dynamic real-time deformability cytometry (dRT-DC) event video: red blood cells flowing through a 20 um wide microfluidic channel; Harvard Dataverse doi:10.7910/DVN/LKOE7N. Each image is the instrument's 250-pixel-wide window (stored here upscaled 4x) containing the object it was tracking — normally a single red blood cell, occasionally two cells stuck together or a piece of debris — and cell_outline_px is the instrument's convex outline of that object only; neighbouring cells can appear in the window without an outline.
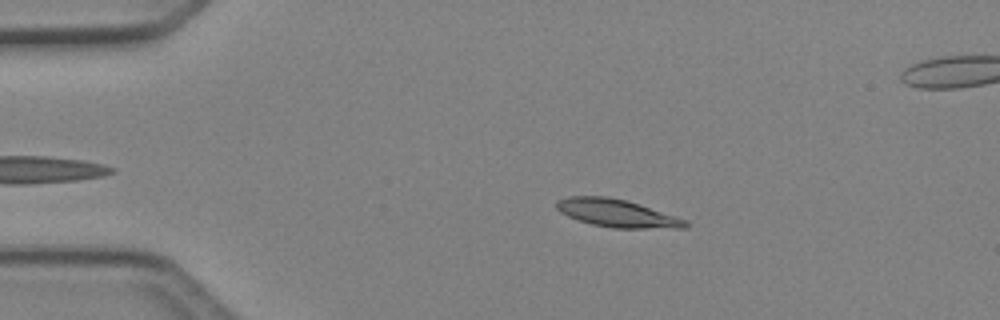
{"species": "Egyptian fruit bat (a non-hibernating species)", "species_latin": "Rousettus aegyptiacus", "temperature_condition": "cold", "stored_images_in_passage": 42, "camera_frame_rate_fps": 3000, "um_per_image_px": 0.085, "animal": {"sex": "female"}, "frame": {"image": 1, "passage_image": 9, "time_ms": 2.667, "image_size_px": [1000, 320], "cell_outline_px": [[688, 228], [612, 228], [592, 224], [568, 216], [560, 212], [556, 208], [556, 200], [568, 196], [608, 196], [628, 200], [688, 220]], "centroid_in_image_um": [52.45, 18.11], "position_along_channel_um": 32.5, "area_um2": 20.98}}
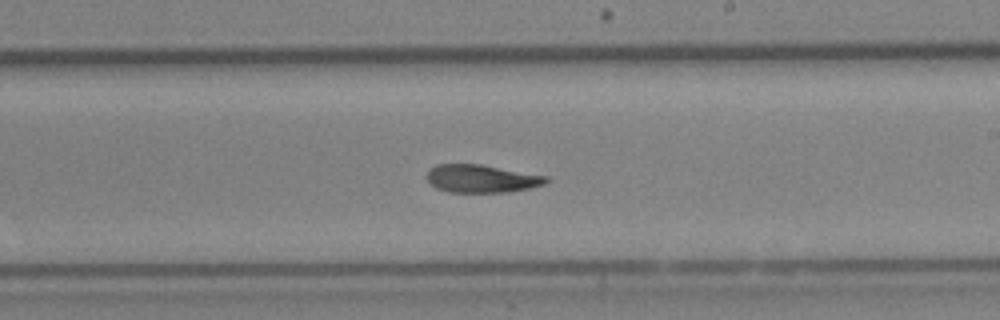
{"frame": {"image": 2, "passage_image": 28, "time_ms": 9.0, "image_size_px": [1000, 320], "cell_outline_px": [[548, 180], [544, 184], [528, 188], [508, 192], [448, 192], [436, 188], [428, 180], [428, 172], [436, 164], [480, 164], [548, 176]], "centroid_in_image_um": [40.94, 15.18], "position_along_channel_um": 248.1, "area_um2": 19.19}}
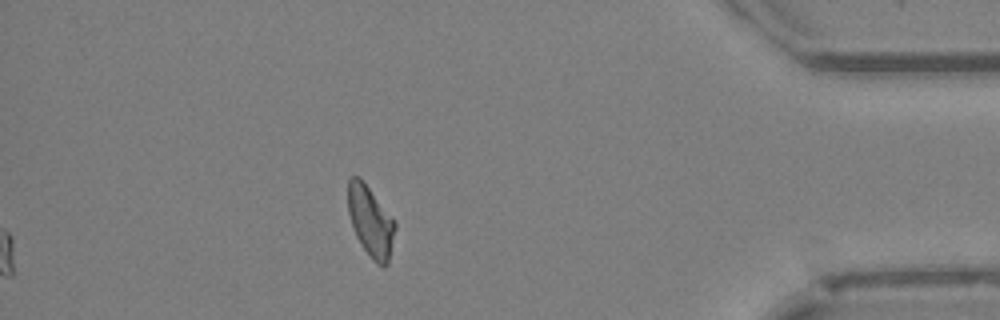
{"frame": {"image": 3, "passage_image": 42, "time_ms": 13.667, "image_size_px": [1000, 320], "cell_outline_px": [[396, 228], [388, 264], [384, 268], [376, 264], [372, 260], [360, 244], [356, 236], [348, 212], [348, 180], [352, 176], [360, 176], [396, 224]], "centroid_in_image_um": [31.49, 18.85], "position_along_channel_um": 403.7, "area_um2": 19.25}}